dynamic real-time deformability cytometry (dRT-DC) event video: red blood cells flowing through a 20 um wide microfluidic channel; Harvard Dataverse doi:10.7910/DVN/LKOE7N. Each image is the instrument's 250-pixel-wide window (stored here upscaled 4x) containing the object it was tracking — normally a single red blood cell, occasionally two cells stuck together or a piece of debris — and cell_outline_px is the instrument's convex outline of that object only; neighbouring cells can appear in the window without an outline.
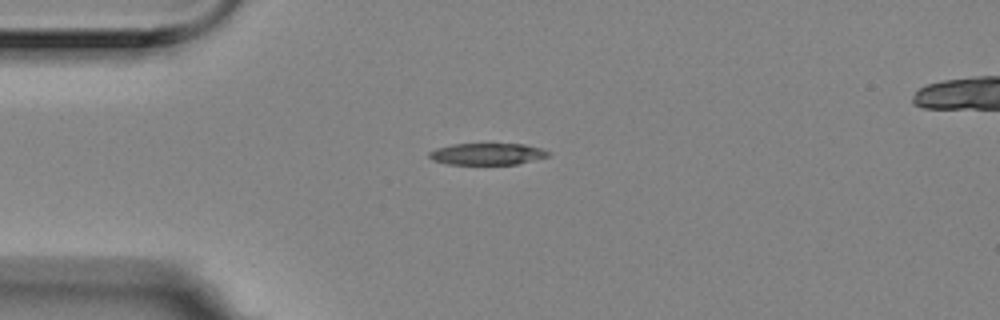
{"species": "Egyptian fruit bat (a non-hibernating species)", "species_latin": "Rousettus aegyptiacus", "temperature_condition": "room temperature", "stored_images_in_passage": 2, "camera_frame_rate_fps": 3000, "um_per_image_px": 0.085, "animal": {"sex": "female"}, "frame": {"image": 1, "passage_image": 1, "time_ms": 0.0, "image_size_px": [1000, 320], "cell_outline_px": [[552, 152], [548, 156], [516, 164], [448, 164], [432, 160], [428, 156], [428, 152], [436, 148], [452, 144], [524, 144], [540, 148]], "centroid_in_image_um": [41.38, 13.08], "position_along_channel_um": 43.6, "area_um2": 14.97}}